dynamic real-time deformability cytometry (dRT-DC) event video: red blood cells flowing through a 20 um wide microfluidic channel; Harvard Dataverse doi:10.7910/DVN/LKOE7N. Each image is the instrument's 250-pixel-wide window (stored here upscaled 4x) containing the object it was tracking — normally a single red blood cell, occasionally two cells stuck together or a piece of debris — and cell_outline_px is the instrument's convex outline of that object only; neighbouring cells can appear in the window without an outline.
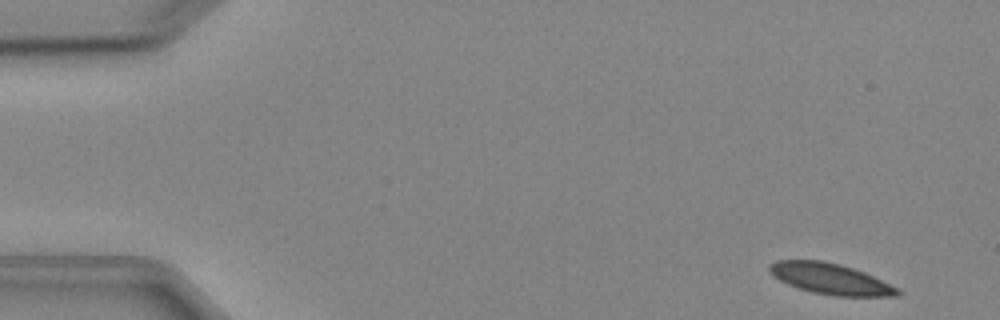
{"species": "Egyptian fruit bat (a non-hibernating species)", "species_latin": "Rousettus aegyptiacus", "temperature_condition": "cold", "stored_images_in_passage": 5, "camera_frame_rate_fps": 3000, "um_per_image_px": 0.085, "animal": {"sex": "female"}, "frame": {"image": 1, "passage_image": 5, "time_ms": 5.667, "image_size_px": [1000, 320], "cell_outline_px": [[900, 296], [832, 296], [812, 292], [788, 284], [772, 276], [768, 272], [768, 264], [776, 260], [824, 260], [840, 264], [864, 272], [900, 288]], "centroid_in_image_um": [70.57, 23.69], "position_along_channel_um": 14.4, "area_um2": 23.24}}